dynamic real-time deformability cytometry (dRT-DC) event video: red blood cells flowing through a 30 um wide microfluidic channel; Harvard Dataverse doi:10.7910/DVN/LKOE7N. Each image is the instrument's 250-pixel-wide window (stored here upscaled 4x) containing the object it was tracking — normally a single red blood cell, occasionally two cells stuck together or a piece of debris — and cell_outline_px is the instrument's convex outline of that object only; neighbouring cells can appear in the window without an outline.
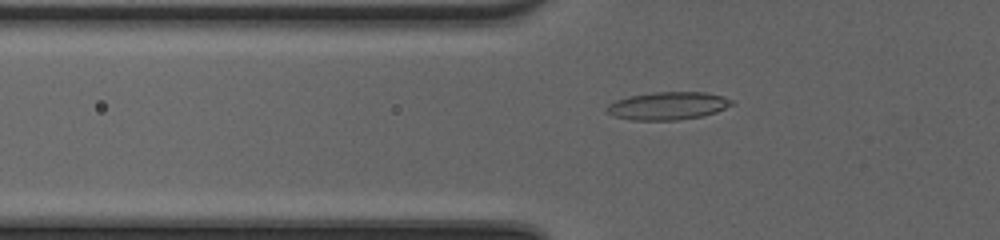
{"species": "common noctule bat (a hibernating species)", "species_latin": "Nyctalus noctula", "temperature_condition": "cold", "stored_images_in_passage": 52, "camera_frame_rate_fps": 3000, "um_per_image_px": 0.085, "animal": {"sex": "female", "body_mass_g": 20.0, "forearm_length_mm": 54.0}, "frame": {"image": 1, "passage_image": 21, "time_ms": 6.667, "image_size_px": [1000, 240], "cell_outline_px": [[736, 104], [716, 112], [704, 116], [676, 120], [632, 120], [612, 116], [604, 112], [604, 108], [608, 104], [616, 100], [628, 96], [652, 92], [704, 92], [724, 96], [732, 100]], "centroid_in_image_um": [56.75, 8.99], "position_along_channel_um": 69.1, "area_um2": 20.63}}
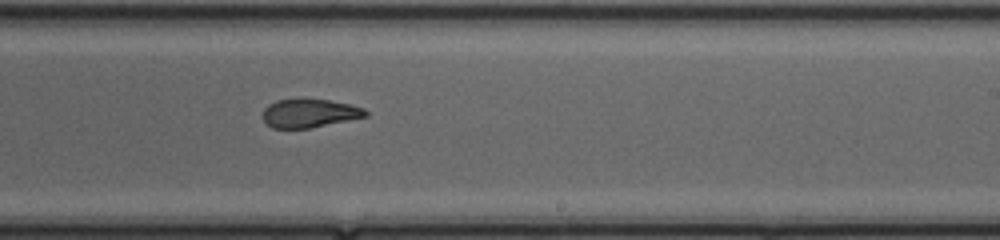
{"frame": {"image": 2, "passage_image": 35, "time_ms": 11.333, "image_size_px": [1000, 240], "cell_outline_px": [[368, 116], [308, 128], [272, 128], [264, 120], [264, 108], [268, 104], [276, 100], [328, 100], [348, 104], [364, 108], [368, 112]], "centroid_in_image_um": [26.31, 9.63], "position_along_channel_um": 262.7, "area_um2": 16.65}}
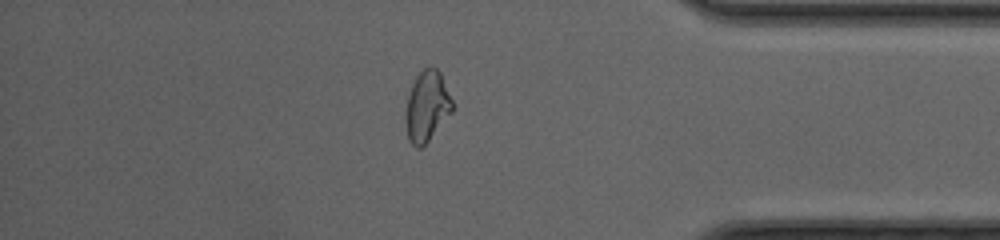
{"frame": {"image": 3, "passage_image": 46, "time_ms": 15.0, "image_size_px": [1000, 240], "cell_outline_px": [[452, 112], [428, 140], [420, 148], [416, 148], [408, 140], [404, 120], [404, 116], [408, 96], [412, 84], [416, 76], [424, 68], [436, 68], [440, 72], [452, 100]], "centroid_in_image_um": [36.26, 9.05], "position_along_channel_um": 398.9, "area_um2": 19.02}, "authors_computed_cell_mechanics": {"area_um2": 19.074, "velocity_mm_per_s": 4.2168, "shape_relaxation_time_tau1_ms": null, "shape_relaxation_time_tau2_ms": 1.3783, "deformation_change_tau1": null, "deformation_change_tau2": 0.0861}}